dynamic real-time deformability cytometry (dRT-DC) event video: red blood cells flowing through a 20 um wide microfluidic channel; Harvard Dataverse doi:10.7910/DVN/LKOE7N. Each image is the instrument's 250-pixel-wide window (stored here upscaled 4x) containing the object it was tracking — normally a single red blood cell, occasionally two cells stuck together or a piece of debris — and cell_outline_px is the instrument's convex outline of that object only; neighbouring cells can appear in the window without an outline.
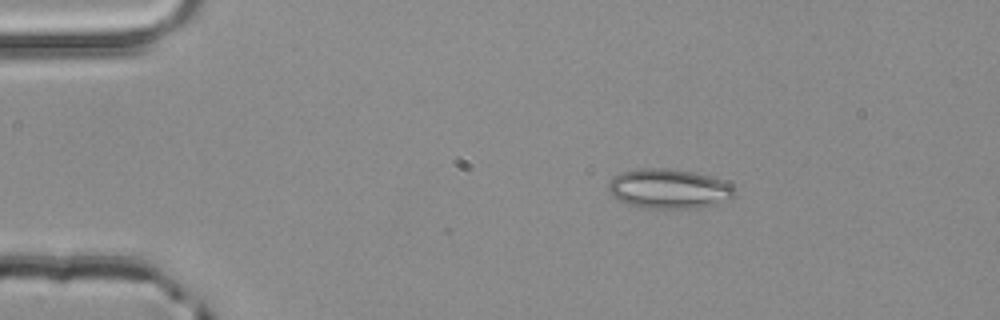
{"species": "common noctule bat (a hibernating species)", "species_latin": "Nyctalus noctula", "temperature_condition": "room temperature", "stored_images_in_passage": 2, "camera_frame_rate_fps": 3000, "um_per_image_px": 0.085, "animal": {"sex": "male", "body_mass_g": 20.4}, "frame": {"image": 1, "passage_image": 1, "time_ms": 0.0, "image_size_px": [1000, 320], "cell_outline_px": [[736, 196], [728, 200], [700, 208], [640, 208], [616, 200], [612, 196], [608, 188], [608, 184], [612, 176], [620, 172], [640, 168], [668, 168], [692, 172], [708, 176], [720, 180], [736, 188]], "centroid_in_image_um": [56.82, 16.05], "position_along_channel_um": 28.2, "area_um2": 29.42}}